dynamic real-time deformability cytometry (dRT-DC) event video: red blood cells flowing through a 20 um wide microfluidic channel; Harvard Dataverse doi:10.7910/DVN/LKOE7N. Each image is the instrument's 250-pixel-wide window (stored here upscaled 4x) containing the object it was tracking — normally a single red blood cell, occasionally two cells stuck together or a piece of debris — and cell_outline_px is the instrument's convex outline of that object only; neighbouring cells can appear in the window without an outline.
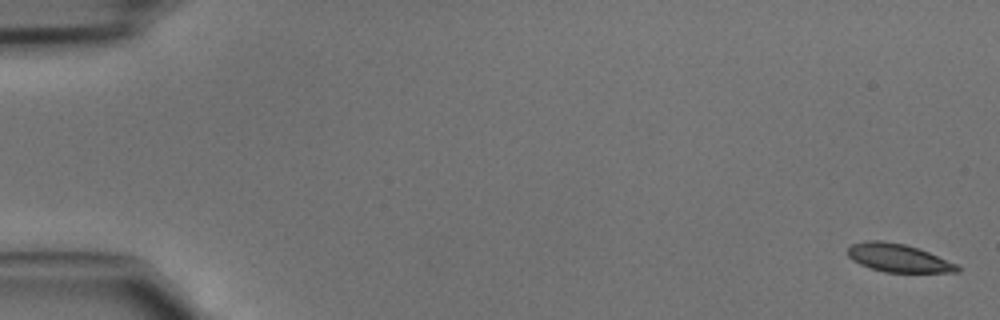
{"species": "common noctule bat (a hibernating species)", "species_latin": "Nyctalus noctula", "temperature_condition": "cold", "stored_images_in_passage": 46, "camera_frame_rate_fps": 3000, "um_per_image_px": 0.085, "animal": {"sex": "male", "body_mass_g": 15.6}, "frame": {"image": 1, "passage_image": 1, "time_ms": 0.0, "image_size_px": [1000, 320], "cell_outline_px": [[960, 272], [884, 272], [860, 264], [852, 260], [848, 256], [848, 248], [852, 244], [864, 240], [880, 240], [904, 244], [928, 252], [956, 264], [960, 268]], "centroid_in_image_um": [76.32, 21.92], "position_along_channel_um": 8.7, "area_um2": 17.74}}
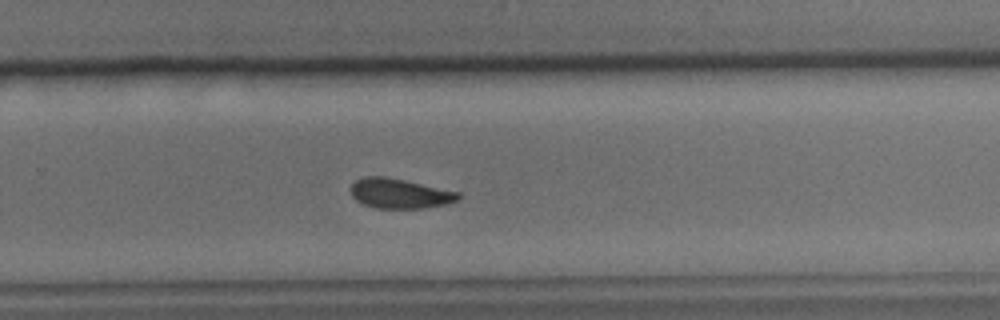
{"frame": {"image": 2, "passage_image": 31, "time_ms": 10.0, "image_size_px": [1000, 320], "cell_outline_px": [[460, 196], [456, 200], [448, 204], [428, 208], [376, 208], [364, 204], [356, 200], [352, 196], [352, 184], [356, 180], [364, 176], [384, 176], [404, 180], [460, 192]], "centroid_in_image_um": [33.99, 16.45], "position_along_channel_um": 295.8, "area_um2": 18.61}}
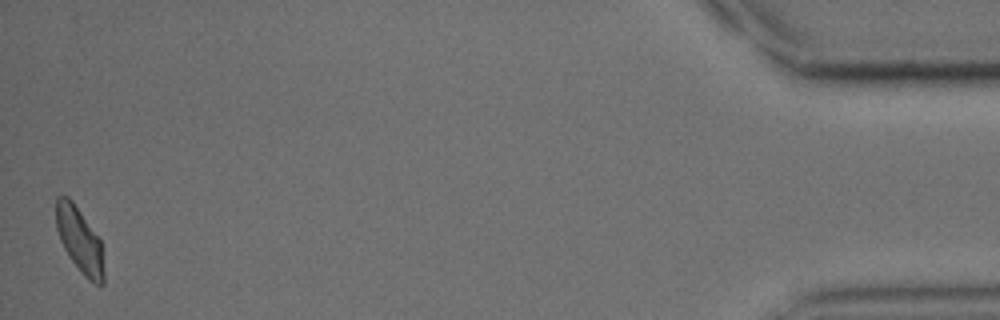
{"frame": {"image": 3, "passage_image": 46, "time_ms": 15.0, "image_size_px": [1000, 320], "cell_outline_px": [[104, 284], [96, 284], [88, 280], [80, 272], [68, 256], [60, 240], [56, 228], [56, 196], [68, 196], [72, 200], [100, 240], [104, 272]], "centroid_in_image_um": [6.75, 20.43], "position_along_channel_um": 428.5, "area_um2": 18.03}}